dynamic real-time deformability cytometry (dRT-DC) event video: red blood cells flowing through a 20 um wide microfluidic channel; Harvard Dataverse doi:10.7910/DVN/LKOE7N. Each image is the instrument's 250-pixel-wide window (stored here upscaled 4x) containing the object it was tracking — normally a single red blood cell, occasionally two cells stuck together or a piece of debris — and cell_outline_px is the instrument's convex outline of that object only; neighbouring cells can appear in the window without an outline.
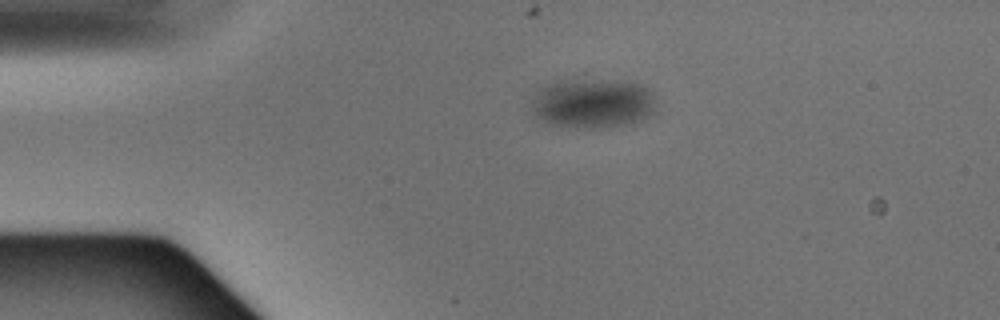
{"species": "Egyptian fruit bat (a non-hibernating species)", "species_latin": "Rousettus aegyptiacus", "temperature_condition": "warm", "stored_images_in_passage": 2, "camera_frame_rate_fps": 3000, "um_per_image_px": 0.085, "animal": {"sex": "male"}, "frame": {"image": 1, "passage_image": 1, "time_ms": 0.0, "image_size_px": [1000, 320], "cell_outline_px": [[656, 104], [652, 116], [644, 120], [628, 124], [600, 128], [572, 128], [552, 124], [536, 116], [532, 108], [536, 92], [548, 84], [560, 80], [624, 80], [640, 84], [648, 88], [652, 92]], "centroid_in_image_um": [50.46, 8.79], "position_along_channel_um": 34.5, "area_um2": 36.3}}